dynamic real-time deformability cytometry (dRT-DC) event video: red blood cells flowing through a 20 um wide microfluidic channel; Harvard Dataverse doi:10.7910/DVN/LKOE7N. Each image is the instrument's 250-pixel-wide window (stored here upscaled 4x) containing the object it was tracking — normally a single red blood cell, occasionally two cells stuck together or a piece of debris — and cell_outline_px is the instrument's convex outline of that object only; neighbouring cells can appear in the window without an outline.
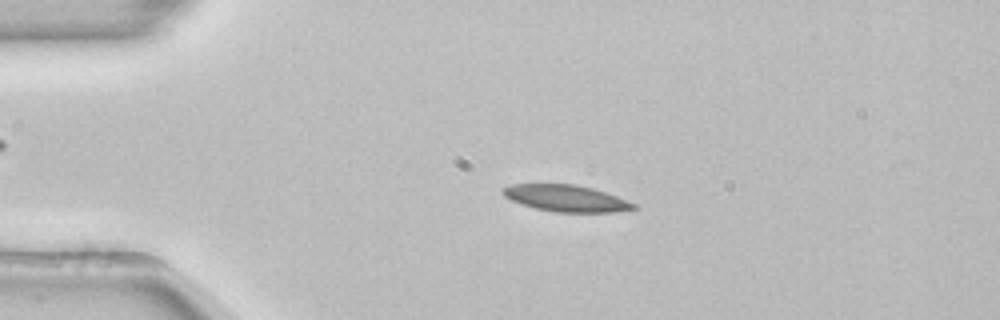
{"species": "common noctule bat (a hibernating species)", "species_latin": "Nyctalus noctula", "temperature_condition": "room temperature", "stored_images_in_passage": 52, "camera_frame_rate_fps": 3000, "um_per_image_px": 0.085, "animal": {"sex": "female", "body_mass_g": 22.7, "forearm_length_mm": 54.2}, "frame": {"image": 1, "passage_image": 11, "time_ms": 3.333, "image_size_px": [1000, 320], "cell_outline_px": [[636, 208], [612, 212], [556, 212], [536, 208], [512, 200], [504, 196], [500, 192], [500, 188], [512, 184], [576, 184], [592, 188], [616, 196], [636, 204]], "centroid_in_image_um": [48.07, 16.84], "position_along_channel_um": 36.9, "area_um2": 20.06}}
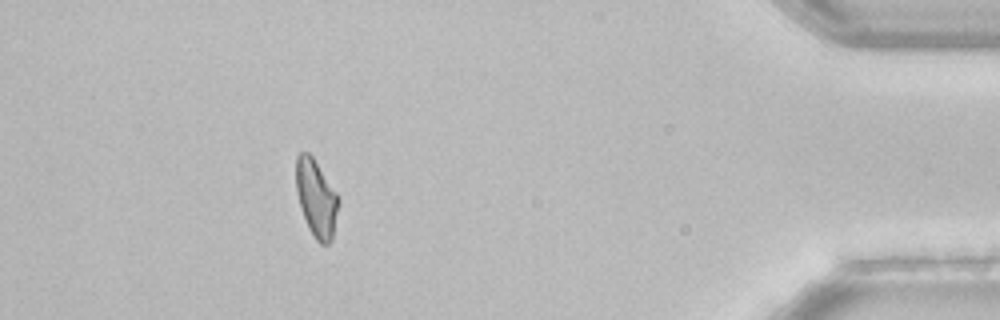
{"frame": {"image": 2, "passage_image": 47, "time_ms": 15.333, "image_size_px": [1000, 320], "cell_outline_px": [[340, 204], [332, 240], [328, 244], [320, 244], [316, 240], [308, 228], [296, 192], [296, 156], [300, 152], [308, 152], [312, 156], [340, 196]], "centroid_in_image_um": [26.91, 16.86], "position_along_channel_um": 408.3, "area_um2": 19.36}, "authors_computed_cell_mechanics": {"area_um2": 20.0855, "velocity_mm_per_s": 3.8686, "shape_relaxation_time_tau1_ms": 8.6081, "shape_relaxation_time_tau2_ms": null, "deformation_change_tau1": 0.2261, "deformation_change_tau2": null}}